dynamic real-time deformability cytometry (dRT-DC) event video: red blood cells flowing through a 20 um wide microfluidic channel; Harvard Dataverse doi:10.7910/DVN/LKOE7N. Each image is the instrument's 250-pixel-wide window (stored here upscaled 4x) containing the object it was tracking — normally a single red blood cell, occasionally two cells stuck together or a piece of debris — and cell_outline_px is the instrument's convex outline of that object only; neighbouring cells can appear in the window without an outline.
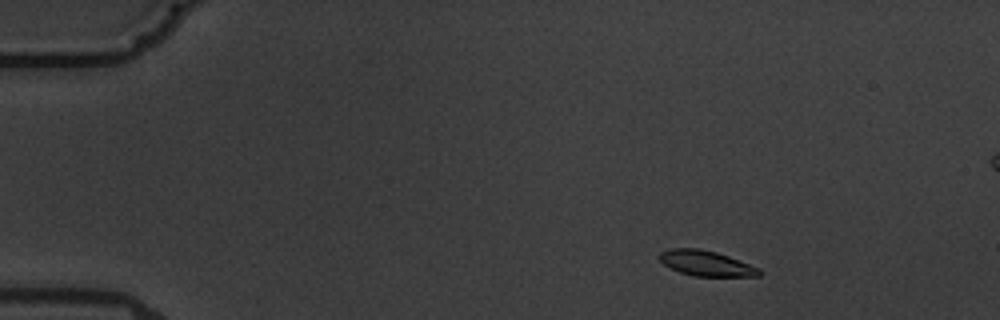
{"species": "common noctule bat (a hibernating species)", "species_latin": "Nyctalus noctula", "temperature_condition": "warm", "stored_images_in_passage": 9, "camera_frame_rate_fps": 3000, "um_per_image_px": 0.085, "animal": {"sex": "male", "body_mass_g": 19.5, "forearm_length_mm": 54.6}, "frame": {"image": 1, "passage_image": 2, "time_ms": 1.0, "image_size_px": [1000, 320], "cell_outline_px": [[764, 272], [760, 276], [692, 276], [680, 272], [664, 264], [660, 260], [660, 252], [668, 248], [700, 248], [716, 252], [728, 256], [760, 268]], "centroid_in_image_um": [60.05, 22.38], "position_along_channel_um": 25.0, "area_um2": 14.74}}
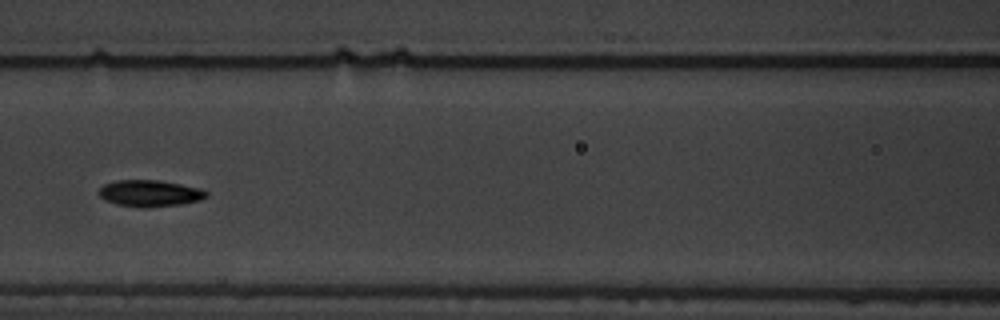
{"frame": {"image": 2, "passage_image": 7, "time_ms": 7.0, "image_size_px": [1000, 320], "cell_outline_px": [[208, 196], [200, 200], [184, 204], [148, 208], [144, 208], [116, 204], [104, 200], [96, 192], [104, 184], [116, 180], [156, 180], [180, 184], [200, 188], [208, 192]], "centroid_in_image_um": [12.72, 16.44], "position_along_channel_um": 153.9, "area_um2": 16.82}}
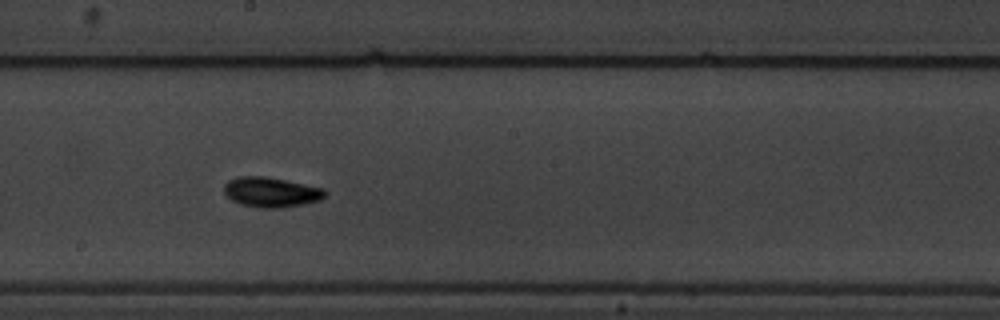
{"frame": {"image": 3, "passage_image": 9, "time_ms": 9.0, "image_size_px": [1000, 320], "cell_outline_px": [[328, 192], [320, 200], [304, 204], [280, 208], [256, 208], [240, 204], [232, 200], [224, 192], [224, 184], [228, 180], [236, 176], [264, 176], [324, 188]], "centroid_in_image_um": [23.03, 16.34], "position_along_channel_um": 225.2, "area_um2": 17.74}}